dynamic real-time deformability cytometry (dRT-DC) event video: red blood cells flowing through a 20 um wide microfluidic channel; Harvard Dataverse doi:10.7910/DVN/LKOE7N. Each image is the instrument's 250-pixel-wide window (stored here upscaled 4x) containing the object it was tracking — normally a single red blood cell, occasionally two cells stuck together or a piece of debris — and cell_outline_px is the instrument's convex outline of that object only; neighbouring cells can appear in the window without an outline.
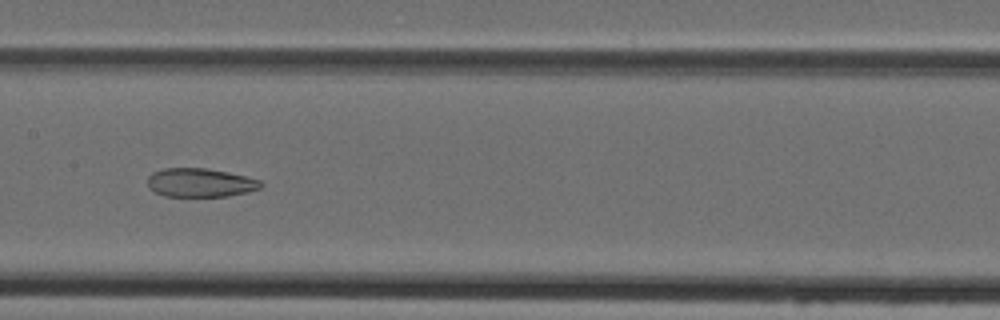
{"species": "Egyptian fruit bat (a non-hibernating species)", "species_latin": "Rousettus aegyptiacus", "temperature_condition": "cold", "stored_images_in_passage": 48, "camera_frame_rate_fps": 3000, "um_per_image_px": 0.085, "animal": {"sex": "female"}, "frame": {"image": 1, "passage_image": 24, "time_ms": 7.667, "image_size_px": [1000, 320], "cell_outline_px": [[264, 184], [260, 188], [248, 192], [228, 196], [164, 196], [148, 188], [148, 176], [152, 172], [164, 168], [204, 168], [228, 172], [260, 180]], "centroid_in_image_um": [17.01, 15.52], "position_along_channel_um": 190.4, "area_um2": 18.96}}
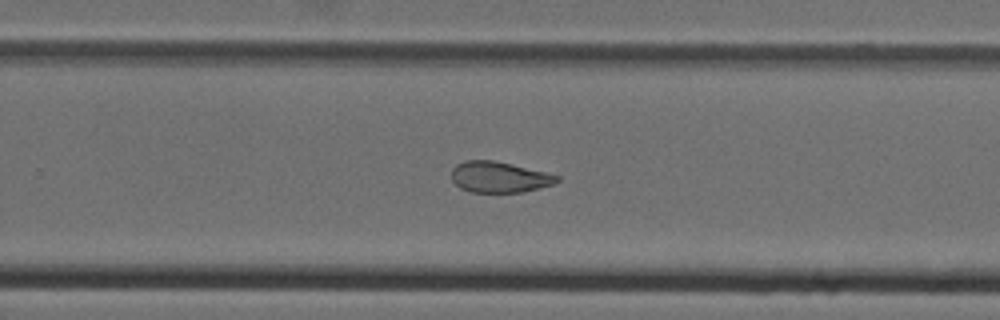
{"frame": {"image": 2, "passage_image": 31, "time_ms": 10.0, "image_size_px": [1000, 320], "cell_outline_px": [[560, 180], [556, 184], [524, 192], [468, 192], [460, 188], [452, 180], [452, 168], [456, 164], [464, 160], [496, 160], [560, 176]], "centroid_in_image_um": [42.44, 15.05], "position_along_channel_um": 287.4, "area_um2": 19.19}}
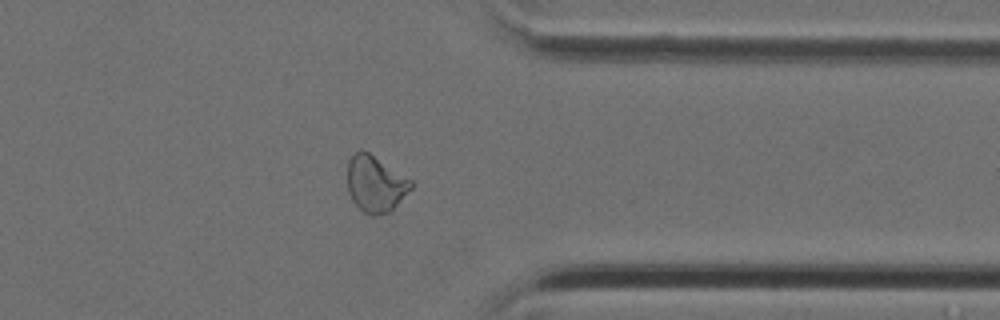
{"frame": {"image": 3, "passage_image": 38, "time_ms": 12.333, "image_size_px": [1000, 320], "cell_outline_px": [[412, 188], [388, 212], [372, 216], [364, 212], [352, 200], [348, 192], [348, 160], [356, 152], [368, 152], [412, 180]], "centroid_in_image_um": [31.9, 15.64], "position_along_channel_um": 379.5, "area_um2": 20.35}}